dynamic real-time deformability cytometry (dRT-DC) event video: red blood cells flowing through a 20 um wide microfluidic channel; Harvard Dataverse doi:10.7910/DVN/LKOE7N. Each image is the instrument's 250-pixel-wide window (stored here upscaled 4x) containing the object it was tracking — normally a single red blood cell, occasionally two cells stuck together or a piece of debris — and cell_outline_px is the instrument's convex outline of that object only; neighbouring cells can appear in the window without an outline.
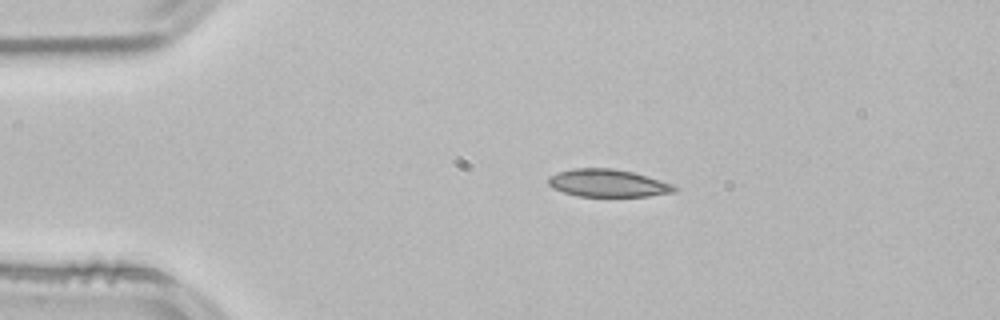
{"species": "common noctule bat (a hibernating species)", "species_latin": "Nyctalus noctula", "temperature_condition": "room temperature", "stored_images_in_passage": 43, "camera_frame_rate_fps": 3000, "um_per_image_px": 0.085, "animal": {"sex": "male", "body_mass_g": 21.5, "forearm_length_mm": 52.0}, "frame": {"image": 1, "passage_image": 1, "time_ms": 0.0, "image_size_px": [1000, 320], "cell_outline_px": [[676, 192], [648, 196], [576, 196], [552, 188], [548, 184], [548, 176], [556, 172], [572, 168], [612, 168], [632, 172], [672, 184], [676, 188]], "centroid_in_image_um": [51.61, 15.56], "position_along_channel_um": 33.4, "area_um2": 20.23}}
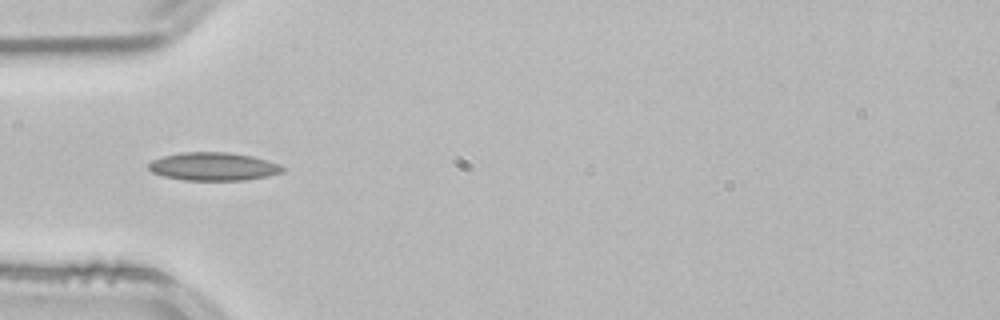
{"frame": {"image": 2, "passage_image": 7, "time_ms": 2.0, "image_size_px": [1000, 320], "cell_outline_px": [[288, 168], [284, 172], [268, 176], [244, 180], [184, 180], [164, 176], [152, 172], [148, 168], [148, 164], [152, 160], [164, 156], [180, 152], [228, 152], [252, 156], [268, 160], [280, 164]], "centroid_in_image_um": [18.19, 14.15], "position_along_channel_um": 66.8, "area_um2": 22.14}}
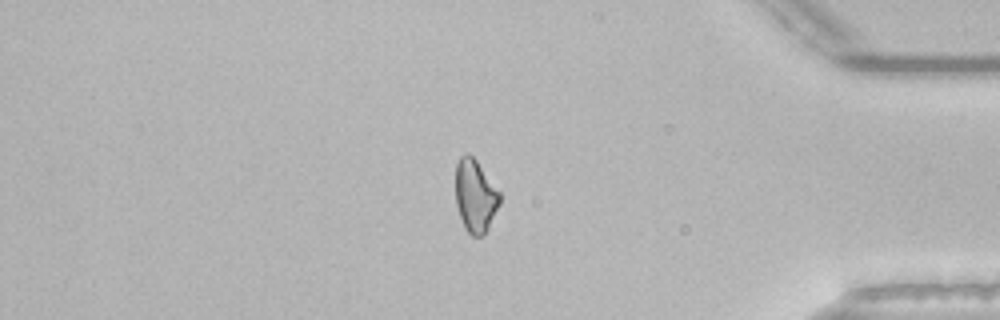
{"frame": {"image": 3, "passage_image": 35, "time_ms": 11.333, "image_size_px": [1000, 320], "cell_outline_px": [[500, 204], [488, 228], [480, 236], [472, 236], [464, 228], [456, 204], [456, 164], [460, 156], [464, 152], [468, 152], [476, 160], [500, 192]], "centroid_in_image_um": [40.39, 16.63], "position_along_channel_um": 394.8, "area_um2": 18.67}, "authors_computed_cell_mechanics": {"area_um2": 19.7676, "velocity_mm_per_s": 3.8352, "shape_relaxation_time_tau1_ms": null, "shape_relaxation_time_tau2_ms": 4.9768, "deformation_change_tau1": null, "deformation_change_tau2": 0.12}}